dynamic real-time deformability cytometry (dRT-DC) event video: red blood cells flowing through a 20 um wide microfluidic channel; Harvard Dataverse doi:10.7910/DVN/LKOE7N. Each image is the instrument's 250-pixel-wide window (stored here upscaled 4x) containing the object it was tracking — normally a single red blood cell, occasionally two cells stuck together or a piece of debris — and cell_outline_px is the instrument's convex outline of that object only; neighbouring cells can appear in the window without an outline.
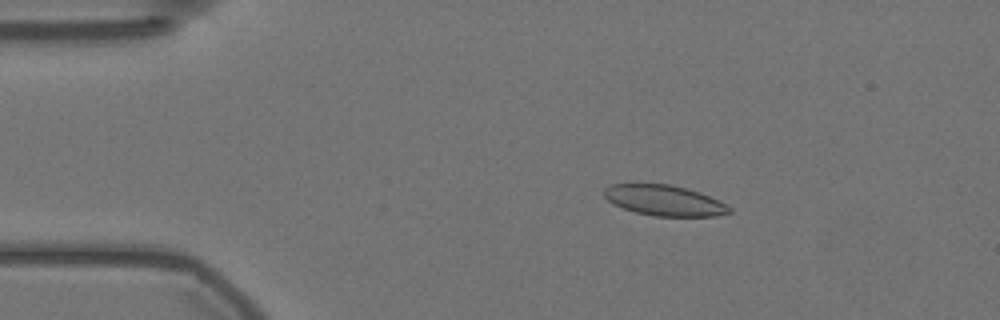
{"species": "Egyptian fruit bat (a non-hibernating species)", "species_latin": "Rousettus aegyptiacus", "temperature_condition": "warm", "stored_images_in_passage": 49, "camera_frame_rate_fps": 3000, "um_per_image_px": 0.085, "animal": {"sex": "female"}, "frame": {"image": 1, "passage_image": 2, "time_ms": 0.333, "image_size_px": [1000, 320], "cell_outline_px": [[732, 212], [716, 216], [652, 216], [636, 212], [612, 204], [604, 196], [604, 188], [612, 184], [668, 184], [700, 192], [720, 200], [732, 208]], "centroid_in_image_um": [56.49, 17.04], "position_along_channel_um": 28.5, "area_um2": 22.31}}
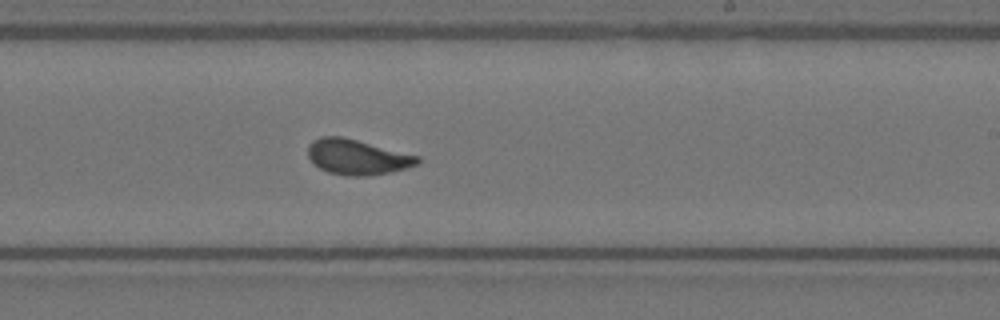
{"frame": {"image": 2, "passage_image": 26, "time_ms": 8.333, "image_size_px": [1000, 320], "cell_outline_px": [[420, 164], [388, 172], [368, 176], [344, 176], [328, 172], [320, 168], [308, 156], [308, 148], [312, 140], [320, 136], [344, 136], [420, 156]], "centroid_in_image_um": [30.37, 13.33], "position_along_channel_um": 258.6, "area_um2": 22.6}}
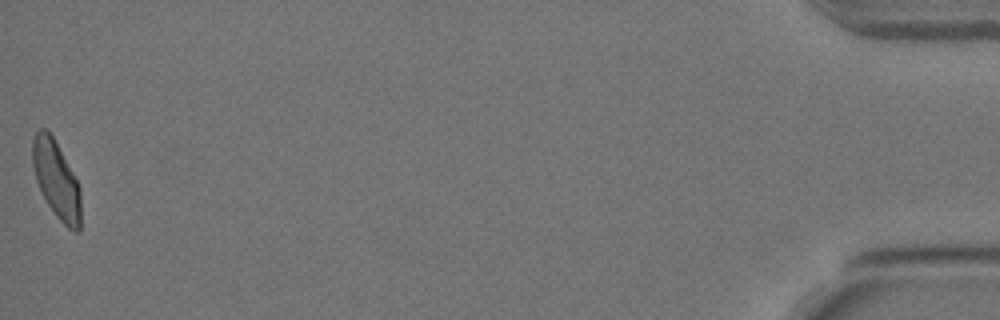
{"frame": {"image": 3, "passage_image": 49, "time_ms": 16.0, "image_size_px": [1000, 320], "cell_outline_px": [[80, 232], [72, 232], [56, 216], [48, 204], [36, 180], [32, 164], [32, 140], [36, 132], [40, 128], [44, 128], [52, 136], [72, 172], [80, 188]], "centroid_in_image_um": [4.78, 15.3], "position_along_channel_um": 430.4, "area_um2": 21.39}, "authors_computed_cell_mechanics": {"area_um2": 22.1374, "velocity_mm_per_s": 3.5333, "shape_relaxation_time_tau1_ms": 6.884, "shape_relaxation_time_tau2_ms": 0.6208, "deformation_change_tau1": 0.1874, "deformation_change_tau2": 0.0536}}